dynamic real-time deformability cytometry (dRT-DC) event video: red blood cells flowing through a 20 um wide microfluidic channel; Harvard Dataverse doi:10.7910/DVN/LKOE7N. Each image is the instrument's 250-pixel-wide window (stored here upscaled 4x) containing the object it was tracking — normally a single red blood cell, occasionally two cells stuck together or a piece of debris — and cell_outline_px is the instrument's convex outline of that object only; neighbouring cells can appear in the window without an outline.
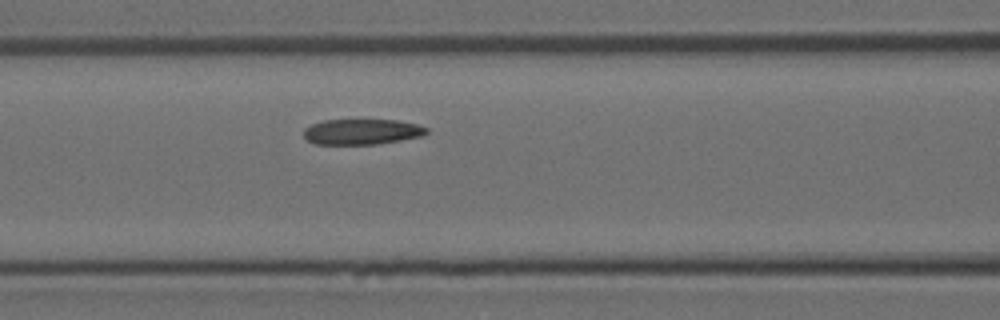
{"species": "Egyptian fruit bat (a non-hibernating species)", "species_latin": "Rousettus aegyptiacus", "temperature_condition": "room temperature", "stored_images_in_passage": 4, "camera_frame_rate_fps": 3000, "um_per_image_px": 0.085, "animal": {"sex": "female"}, "frame": {"image": 1, "passage_image": 4, "time_ms": 1.0, "image_size_px": [1000, 320], "cell_outline_px": [[428, 132], [424, 136], [376, 144], [316, 144], [308, 140], [304, 136], [304, 128], [312, 124], [324, 120], [396, 120], [416, 124], [428, 128]], "centroid_in_image_um": [30.77, 11.2], "position_along_channel_um": 135.8, "area_um2": 18.21}}